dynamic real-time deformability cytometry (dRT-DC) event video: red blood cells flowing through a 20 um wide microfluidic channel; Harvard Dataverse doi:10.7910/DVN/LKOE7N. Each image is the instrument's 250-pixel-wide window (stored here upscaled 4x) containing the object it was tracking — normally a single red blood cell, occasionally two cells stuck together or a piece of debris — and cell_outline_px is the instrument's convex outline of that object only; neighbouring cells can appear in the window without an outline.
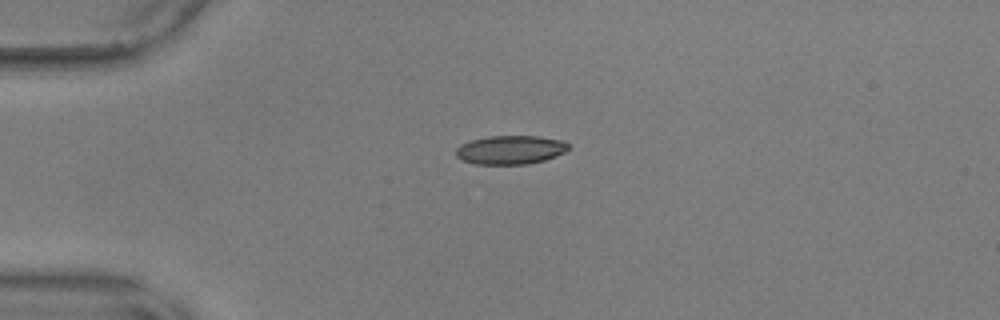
{"species": "common noctule bat (a hibernating species)", "species_latin": "Nyctalus noctula", "temperature_condition": "warm", "stored_images_in_passage": 43, "camera_frame_rate_fps": 3000, "um_per_image_px": 0.085, "animal": {"sex": "male", "body_mass_g": 17.9, "forearm_length_mm": 54.2}, "frame": {"image": 1, "passage_image": 1, "time_ms": 0.0, "image_size_px": [1000, 320], "cell_outline_px": [[568, 148], [564, 152], [556, 156], [544, 160], [528, 164], [476, 164], [460, 160], [456, 156], [456, 148], [460, 144], [472, 140], [488, 136], [540, 136], [564, 140], [568, 144]], "centroid_in_image_um": [43.37, 12.73], "position_along_channel_um": 41.6, "area_um2": 18.96}}
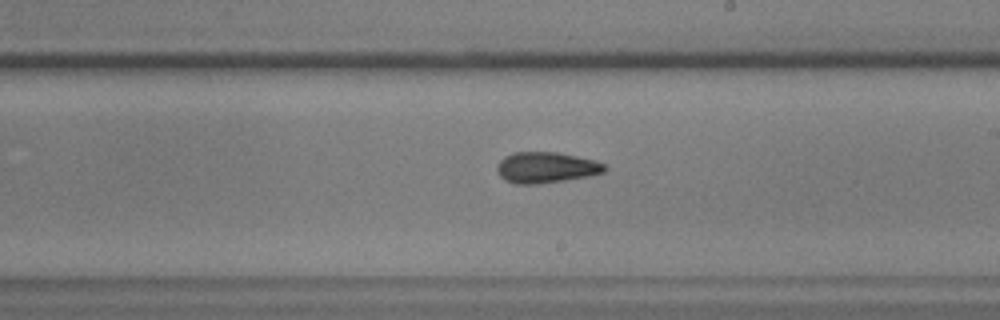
{"frame": {"image": 2, "passage_image": 20, "time_ms": 6.333, "image_size_px": [1000, 320], "cell_outline_px": [[608, 168], [604, 172], [588, 176], [564, 180], [536, 184], [512, 184], [504, 180], [496, 172], [496, 164], [504, 156], [512, 152], [556, 152], [596, 160], [604, 164]], "centroid_in_image_um": [46.37, 14.24], "position_along_channel_um": 242.6, "area_um2": 19.59}}
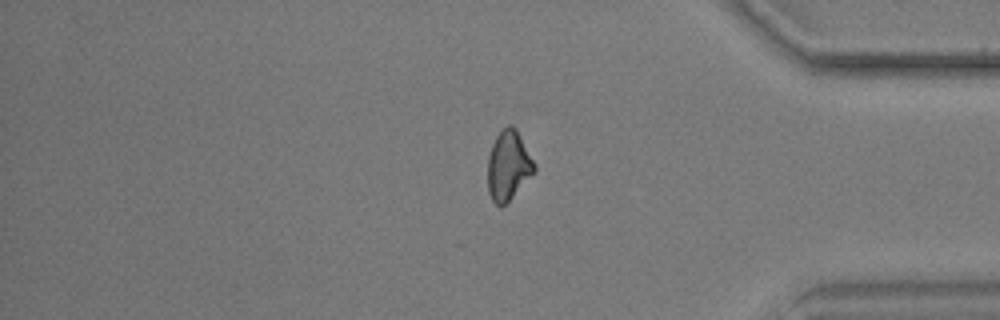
{"frame": {"image": 3, "passage_image": 34, "time_ms": 11.0, "image_size_px": [1000, 320], "cell_outline_px": [[536, 172], [500, 208], [492, 200], [488, 192], [488, 156], [492, 144], [496, 136], [508, 124], [512, 124], [516, 128], [536, 164]], "centroid_in_image_um": [43.22, 14.06], "position_along_channel_um": 392.0, "area_um2": 18.9}, "authors_computed_cell_mechanics": {"area_um2": 19.074, "velocity_mm_per_s": 3.6289, "shape_relaxation_time_tau1_ms": 6.5486, "shape_relaxation_time_tau2_ms": 2.6795, "deformation_change_tau1": 0.1933, "deformation_change_tau2": 0.108}}